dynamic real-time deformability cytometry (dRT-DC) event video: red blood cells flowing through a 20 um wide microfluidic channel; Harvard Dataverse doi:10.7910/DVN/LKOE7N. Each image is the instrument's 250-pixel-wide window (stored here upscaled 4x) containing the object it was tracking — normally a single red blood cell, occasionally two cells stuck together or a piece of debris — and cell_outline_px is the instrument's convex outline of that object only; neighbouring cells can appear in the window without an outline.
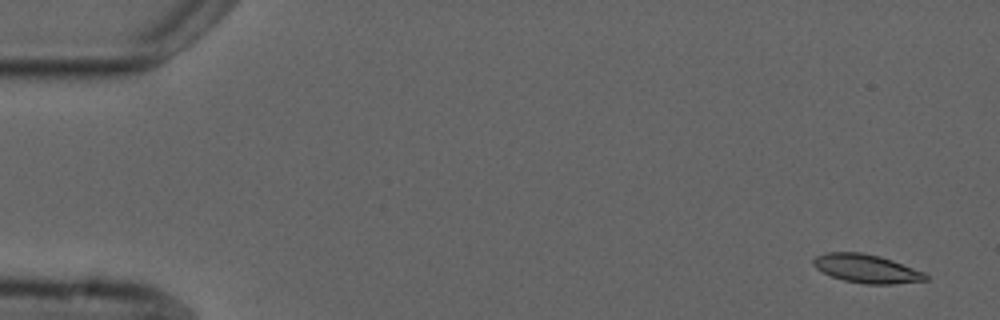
{"species": "common noctule bat (a hibernating species)", "species_latin": "Nyctalus noctula", "temperature_condition": "cold", "stored_images_in_passage": 5, "segment_of_instrument_passage": [1, 2], "camera_frame_rate_fps": 3000, "um_per_image_px": 0.085, "animal": {"sex": "male", "forearm_length_mm": 52.5}, "frame": {"image": 1, "passage_image": 1, "time_ms": 0.0, "image_size_px": [1000, 320], "cell_outline_px": [[928, 280], [892, 284], [864, 284], [844, 280], [832, 276], [816, 268], [812, 264], [812, 260], [816, 256], [828, 252], [860, 252], [880, 256], [892, 260], [924, 272], [928, 276]], "centroid_in_image_um": [73.66, 22.83], "position_along_channel_um": 11.3, "area_um2": 18.55}}
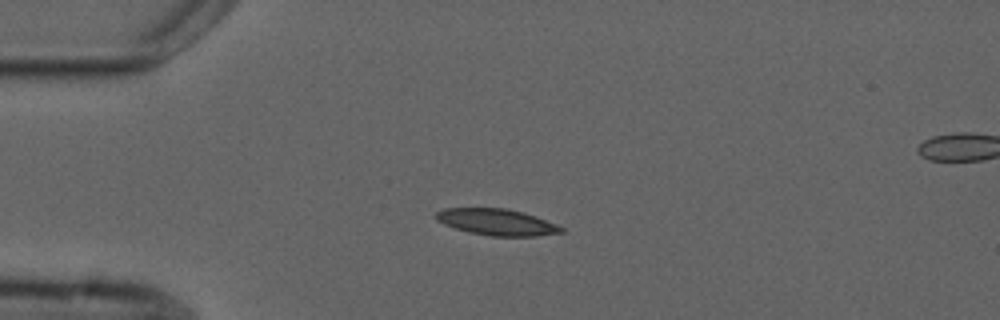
{"frame": {"image": 2, "passage_image": 4, "time_ms": 3.667, "image_size_px": [1000, 320], "cell_outline_px": [[564, 232], [536, 236], [492, 236], [468, 232], [444, 224], [436, 220], [436, 212], [444, 208], [504, 208], [536, 216], [556, 224], [564, 228]], "centroid_in_image_um": [42.23, 18.88], "position_along_channel_um": 42.8, "area_um2": 19.13}}